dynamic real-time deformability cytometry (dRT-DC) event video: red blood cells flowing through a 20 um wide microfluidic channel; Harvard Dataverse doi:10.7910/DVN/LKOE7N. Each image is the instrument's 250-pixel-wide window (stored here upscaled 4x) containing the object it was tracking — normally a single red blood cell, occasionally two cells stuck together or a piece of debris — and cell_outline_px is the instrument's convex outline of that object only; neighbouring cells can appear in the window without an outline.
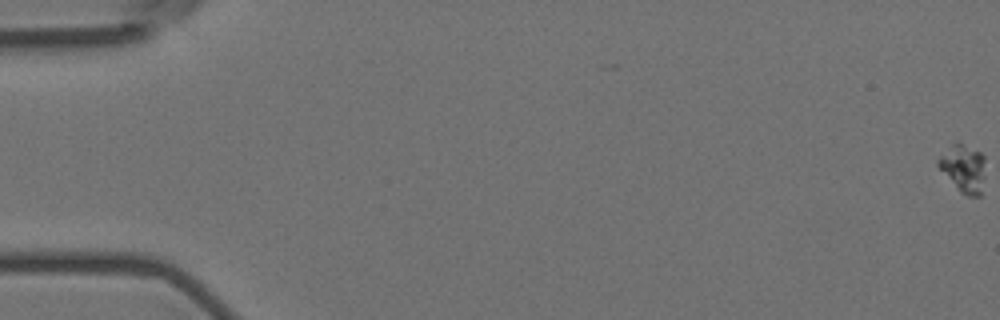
{"species": "Egyptian fruit bat (a non-hibernating species)", "species_latin": "Rousettus aegyptiacus", "temperature_condition": "room temperature", "stored_images_in_passage": 60, "camera_frame_rate_fps": 3000, "um_per_image_px": 0.085, "animal": {"sex": "female"}, "frame": {"image": 1, "passage_image": 1, "time_ms": 0.0, "image_size_px": [1000, 320], "cell_outline_px": [[984, 176], [980, 196], [968, 196], [936, 164], [936, 160], [956, 140], [980, 152], [984, 156]], "centroid_in_image_um": [81.91, 14.24], "position_along_channel_um": 3.1, "area_um2": 12.54}}
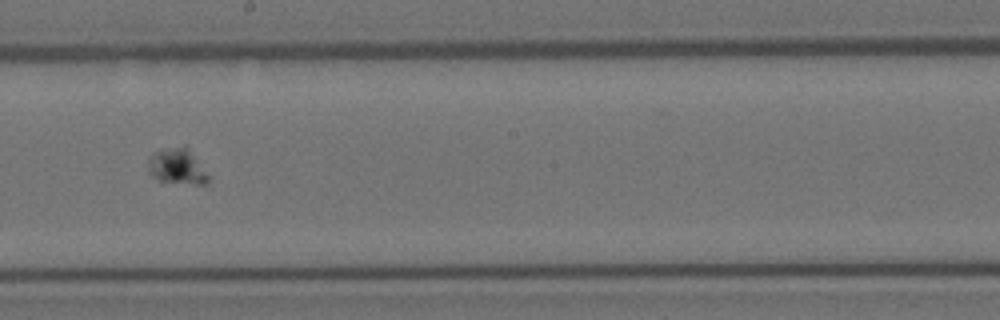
{"frame": {"image": 2, "passage_image": 35, "time_ms": 11.333, "image_size_px": [1000, 320], "cell_outline_px": [[208, 184], [196, 184], [160, 180], [152, 176], [148, 172], [148, 160], [160, 148], [184, 144], [188, 148], [208, 176]], "centroid_in_image_um": [15.03, 14.11], "position_along_channel_um": 233.2, "area_um2": 12.31}}
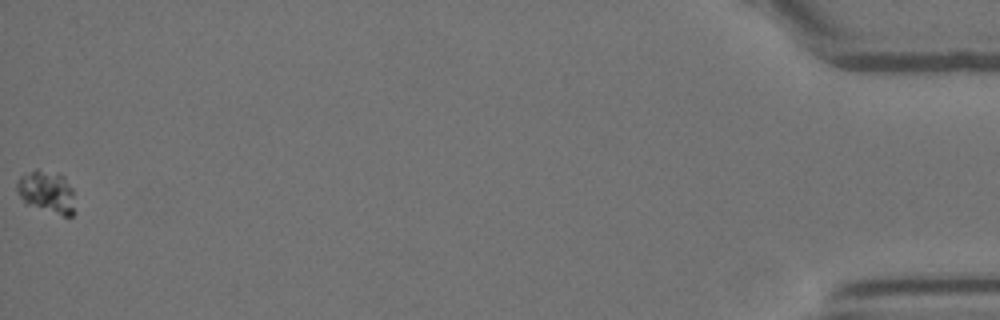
{"frame": {"image": 3, "passage_image": 60, "time_ms": 19.667, "image_size_px": [1000, 320], "cell_outline_px": [[76, 212], [72, 216], [64, 216], [24, 204], [16, 192], [16, 184], [20, 176], [36, 168], [64, 176], [72, 188]], "centroid_in_image_um": [3.96, 16.33], "position_along_channel_um": 431.2, "area_um2": 14.62}}